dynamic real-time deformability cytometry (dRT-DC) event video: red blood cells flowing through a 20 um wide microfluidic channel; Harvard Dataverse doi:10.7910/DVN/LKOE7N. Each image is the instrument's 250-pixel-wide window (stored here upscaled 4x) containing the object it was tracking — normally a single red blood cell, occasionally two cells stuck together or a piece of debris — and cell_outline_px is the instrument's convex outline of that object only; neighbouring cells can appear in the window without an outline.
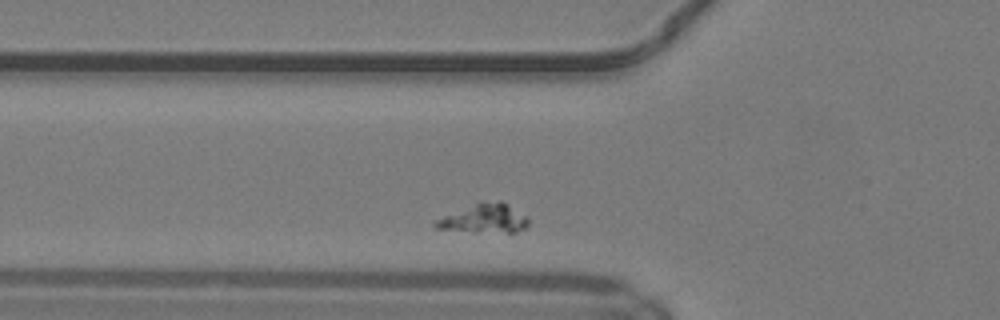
{"species": "common noctule bat (a hibernating species)", "species_latin": "Nyctalus noctula", "temperature_condition": "warm", "stored_images_in_passage": 34, "camera_frame_rate_fps": 3000, "um_per_image_px": 0.085, "animal": {"sex": "male", "body_mass_g": 19.2, "forearm_length_mm": 51.8}, "frame": {"image": 1, "passage_image": 4, "time_ms": 1.0, "image_size_px": [1000, 320], "cell_outline_px": [[528, 224], [524, 228], [516, 232], [476, 232], [436, 228], [432, 224], [432, 220], [484, 200], [500, 200], [508, 204], [528, 216]], "centroid_in_image_um": [41.16, 18.56], "position_along_channel_um": 84.6, "area_um2": 15.84}}
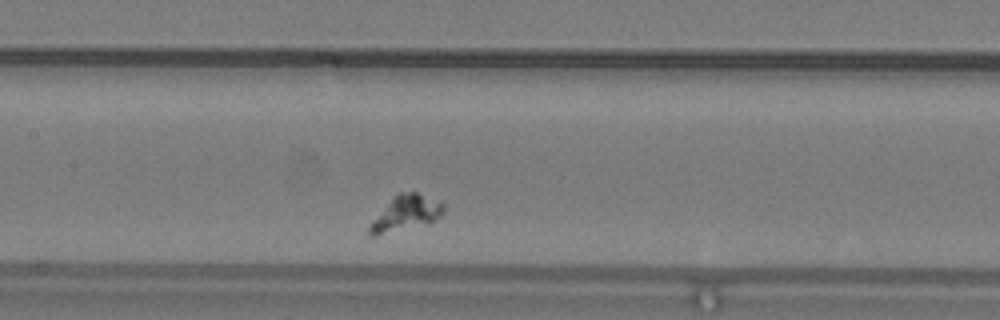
{"frame": {"image": 2, "passage_image": 11, "time_ms": 3.333, "image_size_px": [1000, 320], "cell_outline_px": [[444, 212], [440, 216], [428, 224], [376, 236], [368, 236], [368, 224], [392, 196], [400, 192], [416, 192], [444, 204]], "centroid_in_image_um": [34.42, 18.15], "position_along_channel_um": 173.0, "area_um2": 15.43}}
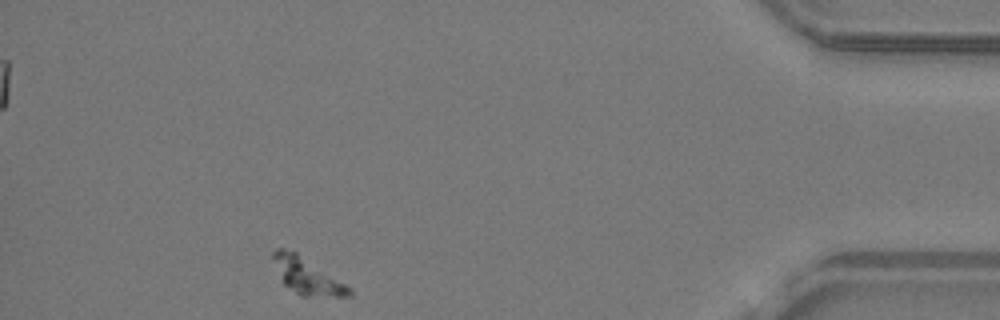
{"frame": {"image": 3, "passage_image": 34, "time_ms": 11.0, "image_size_px": [1000, 320], "cell_outline_px": [[352, 296], [300, 296], [284, 284], [280, 280], [272, 256], [272, 252], [276, 248], [284, 248], [296, 252], [352, 288]], "centroid_in_image_um": [26.08, 23.46], "position_along_channel_um": 409.1, "area_um2": 15.9}}